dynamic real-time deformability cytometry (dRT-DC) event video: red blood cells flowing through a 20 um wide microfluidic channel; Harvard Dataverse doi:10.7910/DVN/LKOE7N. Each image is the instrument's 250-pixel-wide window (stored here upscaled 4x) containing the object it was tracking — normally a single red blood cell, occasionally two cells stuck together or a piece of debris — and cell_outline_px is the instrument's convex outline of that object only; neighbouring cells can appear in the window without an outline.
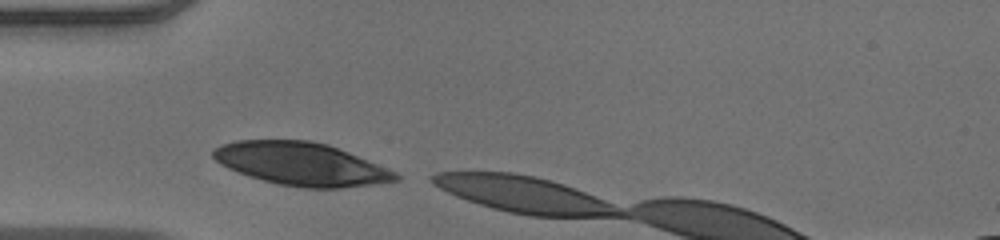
{"species": "human", "species_latin": "Homo sapiens", "temperature_condition": "warm", "stored_images_in_passage": 4, "camera_frame_rate_fps": 3000, "um_per_image_px": 0.085, "donor": {"sex": "male"}, "frame": {"image": 1, "passage_image": 1, "time_ms": 0.0, "image_size_px": [1000, 240], "cell_outline_px": [[400, 180], [372, 184], [340, 188], [304, 188], [280, 184], [248, 176], [228, 168], [220, 164], [212, 156], [212, 152], [220, 144], [236, 140], [308, 140], [328, 144], [348, 152], [396, 172], [400, 176]], "centroid_in_image_um": [25.58, 13.93], "position_along_channel_um": 59.4, "area_um2": 45.37}}